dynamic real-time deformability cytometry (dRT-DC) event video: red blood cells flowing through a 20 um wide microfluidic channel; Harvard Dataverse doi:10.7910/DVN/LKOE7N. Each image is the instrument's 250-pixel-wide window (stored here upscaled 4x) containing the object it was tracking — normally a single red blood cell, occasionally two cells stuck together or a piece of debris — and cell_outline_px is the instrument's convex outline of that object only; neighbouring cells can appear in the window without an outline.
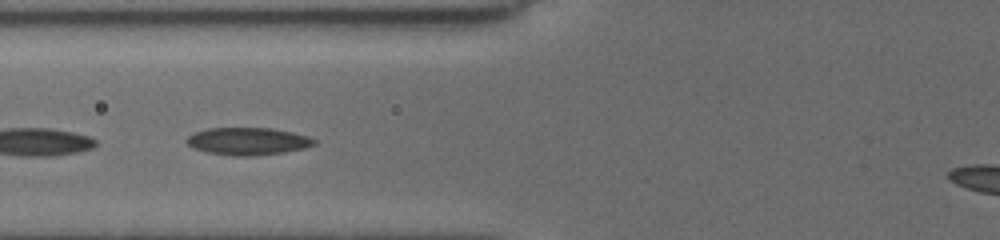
{"species": "common noctule bat (a hibernating species)", "species_latin": "Nyctalus noctula", "temperature_condition": "cold", "stored_images_in_passage": 9, "camera_frame_rate_fps": 3000, "um_per_image_px": 0.085, "animal": {"sex": "female", "body_mass_g": 19.5, "forearm_length_mm": 54.1}, "frame": {"image": 1, "passage_image": 4, "time_ms": 1.0, "image_size_px": [1000, 240], "cell_outline_px": [[316, 144], [304, 148], [284, 152], [252, 156], [232, 156], [208, 152], [192, 148], [184, 140], [188, 136], [196, 132], [208, 128], [272, 128], [292, 132], [308, 136], [316, 140]], "centroid_in_image_um": [21.06, 12.01], "position_along_channel_um": 104.7, "area_um2": 20.4}}